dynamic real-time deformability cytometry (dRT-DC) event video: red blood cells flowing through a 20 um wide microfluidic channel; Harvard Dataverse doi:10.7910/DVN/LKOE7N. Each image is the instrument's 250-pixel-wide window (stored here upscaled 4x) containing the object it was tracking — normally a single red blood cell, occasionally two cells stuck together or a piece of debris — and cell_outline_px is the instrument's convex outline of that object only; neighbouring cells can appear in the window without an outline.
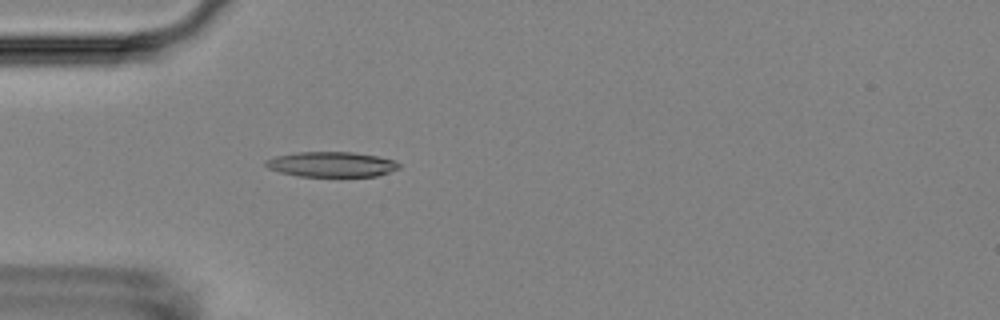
{"species": "Egyptian fruit bat (a non-hibernating species)", "species_latin": "Rousettus aegyptiacus", "temperature_condition": "room temperature", "stored_images_in_passage": 4, "camera_frame_rate_fps": 3000, "um_per_image_px": 0.085, "animal": {"sex": "female"}, "frame": {"image": 1, "passage_image": 4, "time_ms": 4.333, "image_size_px": [1000, 320], "cell_outline_px": [[400, 168], [376, 176], [296, 176], [280, 172], [268, 168], [264, 164], [264, 160], [276, 156], [296, 152], [352, 152], [376, 156], [392, 160], [400, 164]], "centroid_in_image_um": [28.13, 13.97], "position_along_channel_um": 56.9, "area_um2": 19.42}}